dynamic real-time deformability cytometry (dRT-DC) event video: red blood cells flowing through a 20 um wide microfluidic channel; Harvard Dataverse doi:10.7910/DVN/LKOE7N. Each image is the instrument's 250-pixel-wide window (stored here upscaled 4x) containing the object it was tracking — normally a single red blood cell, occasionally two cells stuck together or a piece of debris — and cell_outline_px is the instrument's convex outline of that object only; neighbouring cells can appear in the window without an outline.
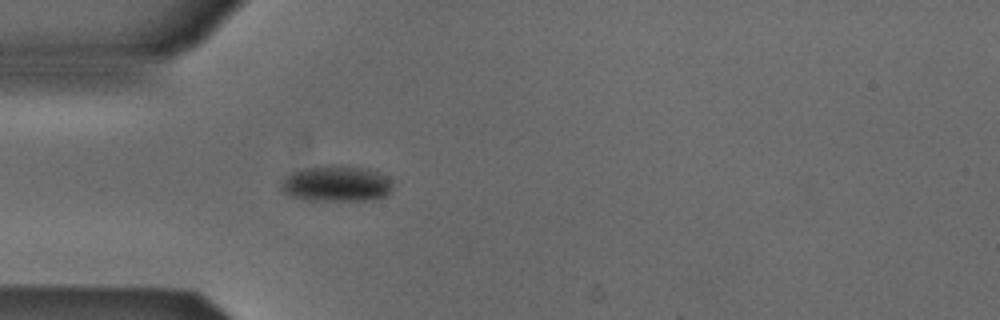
{"species": "Egyptian fruit bat (a non-hibernating species)", "species_latin": "Rousettus aegyptiacus", "temperature_condition": "cold", "stored_images_in_passage": 5, "camera_frame_rate_fps": 3000, "um_per_image_px": 0.085, "animal": {"sex": "male"}, "frame": {"image": 1, "passage_image": 5, "time_ms": 1.333, "image_size_px": [1000, 320], "cell_outline_px": [[392, 188], [384, 196], [368, 200], [312, 200], [292, 196], [284, 192], [280, 188], [280, 180], [284, 176], [292, 172], [304, 168], [332, 164], [360, 168], [380, 172], [392, 180]], "centroid_in_image_um": [28.56, 15.6], "position_along_channel_um": 56.4, "area_um2": 23.29}}